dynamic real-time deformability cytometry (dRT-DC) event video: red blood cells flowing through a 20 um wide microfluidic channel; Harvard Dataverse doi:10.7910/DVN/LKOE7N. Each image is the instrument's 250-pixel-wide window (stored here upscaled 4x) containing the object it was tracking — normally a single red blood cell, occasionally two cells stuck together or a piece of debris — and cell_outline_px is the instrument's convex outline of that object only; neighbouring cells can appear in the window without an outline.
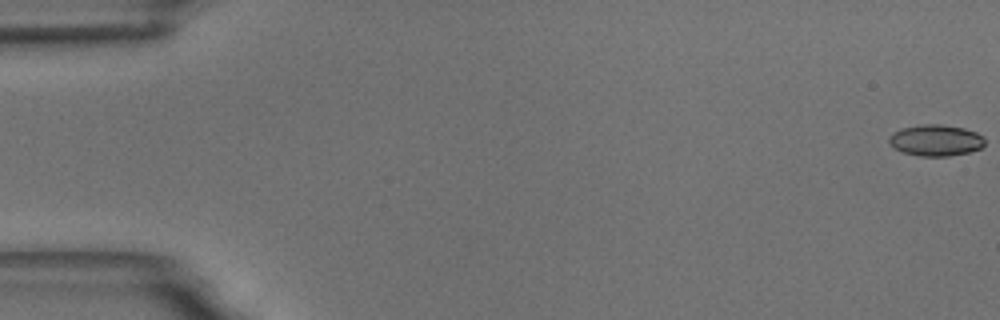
{"species": "common noctule bat (a hibernating species)", "species_latin": "Nyctalus noctula", "temperature_condition": "room temperature", "stored_images_in_passage": 9, "camera_frame_rate_fps": 3000, "um_per_image_px": 0.085, "animal": {"sex": "male", "body_mass_g": 18.8}, "frame": {"image": 1, "passage_image": 1, "time_ms": 0.0, "image_size_px": [1000, 320], "cell_outline_px": [[984, 144], [980, 148], [968, 152], [948, 156], [920, 156], [904, 152], [896, 148], [888, 140], [888, 136], [892, 132], [900, 128], [920, 124], [940, 124], [964, 128], [976, 132], [984, 136]], "centroid_in_image_um": [79.53, 11.91], "position_along_channel_um": 5.5, "area_um2": 17.46}}